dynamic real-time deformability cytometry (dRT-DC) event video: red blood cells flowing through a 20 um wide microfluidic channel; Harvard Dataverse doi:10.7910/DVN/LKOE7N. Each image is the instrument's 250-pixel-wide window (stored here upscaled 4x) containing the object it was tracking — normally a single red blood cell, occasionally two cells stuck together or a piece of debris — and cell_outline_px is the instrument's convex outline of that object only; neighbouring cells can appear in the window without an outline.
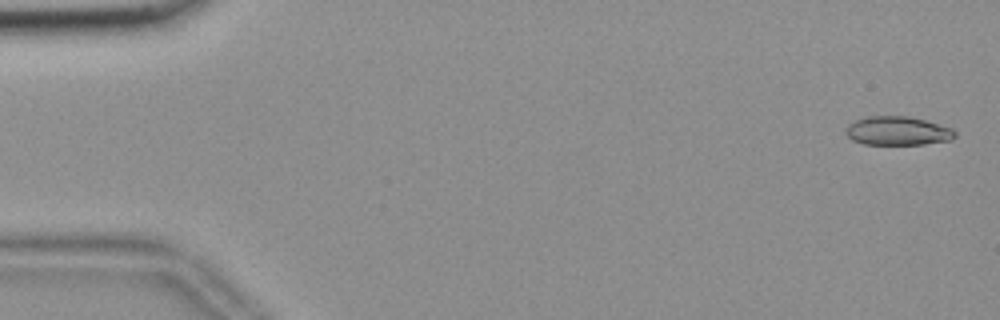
{"species": "common noctule bat (a hibernating species)", "species_latin": "Nyctalus noctula", "temperature_condition": "room temperature", "stored_images_in_passage": 11, "camera_frame_rate_fps": 3000, "um_per_image_px": 0.085, "animal": {"sex": "female", "body_mass_g": 18.4}, "frame": {"image": 1, "passage_image": 2, "time_ms": 0.333, "image_size_px": [1000, 320], "cell_outline_px": [[956, 136], [952, 140], [924, 144], [864, 144], [852, 140], [844, 132], [844, 128], [848, 124], [856, 120], [868, 116], [908, 116], [924, 120], [952, 128], [956, 132]], "centroid_in_image_um": [76.28, 11.13], "position_along_channel_um": 8.7, "area_um2": 18.38}}